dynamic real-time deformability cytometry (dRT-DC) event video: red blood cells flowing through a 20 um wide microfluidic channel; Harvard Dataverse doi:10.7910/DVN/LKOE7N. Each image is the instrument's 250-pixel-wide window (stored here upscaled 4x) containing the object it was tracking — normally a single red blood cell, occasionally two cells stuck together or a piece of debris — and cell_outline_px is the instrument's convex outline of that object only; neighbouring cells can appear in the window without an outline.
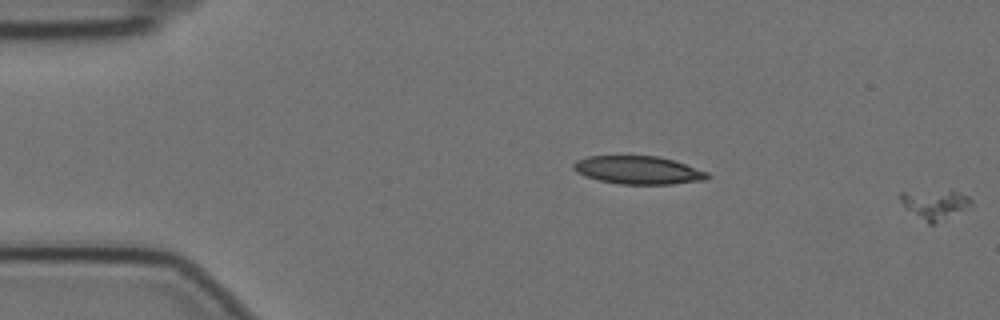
{"species": "Egyptian fruit bat (a non-hibernating species)", "species_latin": "Rousettus aegyptiacus", "temperature_condition": "cold", "stored_images_in_passage": 11, "segment_of_instrument_passage": [2, 2], "camera_frame_rate_fps": 3000, "um_per_image_px": 0.085, "animal": {"sex": "female"}, "frame": {"image": 1, "passage_image": 11, "time_ms": 3.333, "image_size_px": [1000, 320], "cell_outline_px": [[972, 204], [932, 224], [928, 224], [908, 208], [900, 200], [900, 192], [956, 192], [968, 196], [972, 200]], "centroid_in_image_um": [79.45, 17.36], "position_along_channel_um": 5.5, "area_um2": 11.1}}